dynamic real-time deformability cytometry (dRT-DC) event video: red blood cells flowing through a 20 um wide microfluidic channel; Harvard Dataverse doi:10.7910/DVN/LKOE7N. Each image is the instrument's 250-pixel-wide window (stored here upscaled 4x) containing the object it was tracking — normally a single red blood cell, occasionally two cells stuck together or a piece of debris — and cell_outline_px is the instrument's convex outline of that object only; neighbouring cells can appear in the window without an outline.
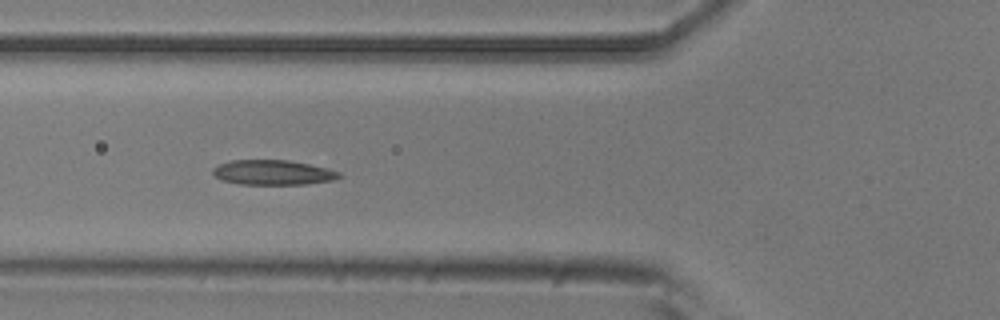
{"species": "common noctule bat (a hibernating species)", "species_latin": "Nyctalus noctula", "temperature_condition": "room temperature", "stored_images_in_passage": 11, "camera_frame_rate_fps": 3000, "um_per_image_px": 0.085, "animal": {"sex": "male", "body_mass_g": 20.5, "forearm_length_mm": 52.5}, "frame": {"image": 1, "passage_image": 7, "time_ms": 7.667, "image_size_px": [1000, 320], "cell_outline_px": [[340, 176], [332, 180], [308, 184], [240, 184], [224, 180], [216, 176], [212, 172], [212, 168], [220, 164], [232, 160], [288, 160], [328, 168], [340, 172]], "centroid_in_image_um": [23.2, 14.65], "position_along_channel_um": 102.6, "area_um2": 18.09}}
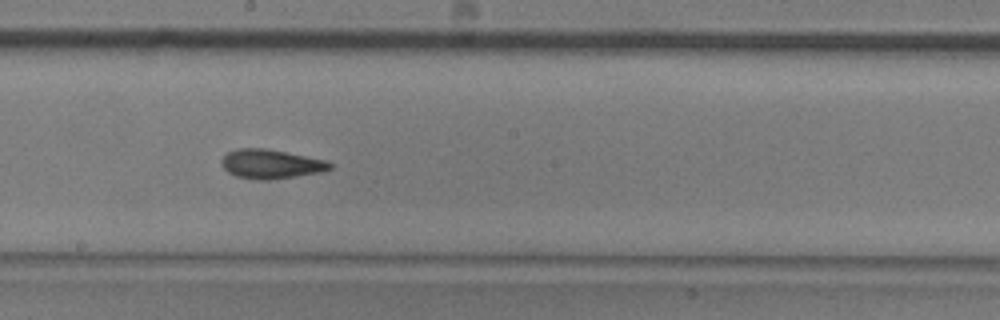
{"frame": {"image": 2, "passage_image": 10, "time_ms": 11.0, "image_size_px": [1000, 320], "cell_outline_px": [[332, 168], [320, 172], [272, 180], [260, 180], [236, 176], [228, 172], [224, 168], [220, 160], [228, 152], [236, 148], [264, 148], [328, 160], [332, 164]], "centroid_in_image_um": [23.03, 13.94], "position_along_channel_um": 225.2, "area_um2": 18.44}}
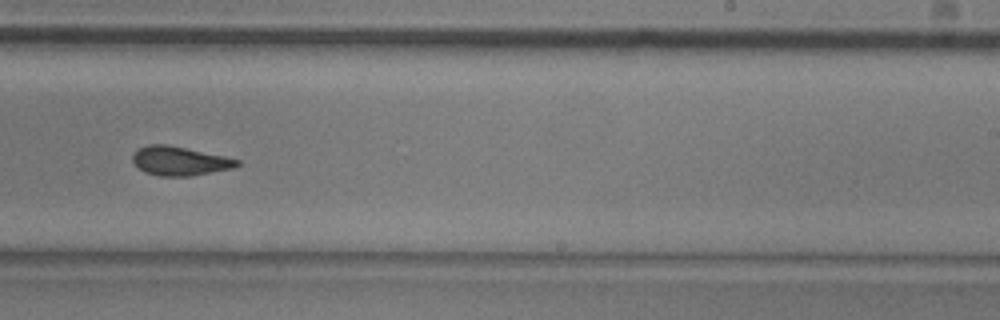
{"frame": {"image": 3, "passage_image": 11, "time_ms": 12.333, "image_size_px": [1000, 320], "cell_outline_px": [[240, 164], [232, 168], [188, 176], [160, 176], [144, 172], [132, 160], [132, 152], [136, 148], [148, 144], [168, 144], [224, 156], [240, 160]], "centroid_in_image_um": [15.22, 13.66], "position_along_channel_um": 273.8, "area_um2": 17.63}}